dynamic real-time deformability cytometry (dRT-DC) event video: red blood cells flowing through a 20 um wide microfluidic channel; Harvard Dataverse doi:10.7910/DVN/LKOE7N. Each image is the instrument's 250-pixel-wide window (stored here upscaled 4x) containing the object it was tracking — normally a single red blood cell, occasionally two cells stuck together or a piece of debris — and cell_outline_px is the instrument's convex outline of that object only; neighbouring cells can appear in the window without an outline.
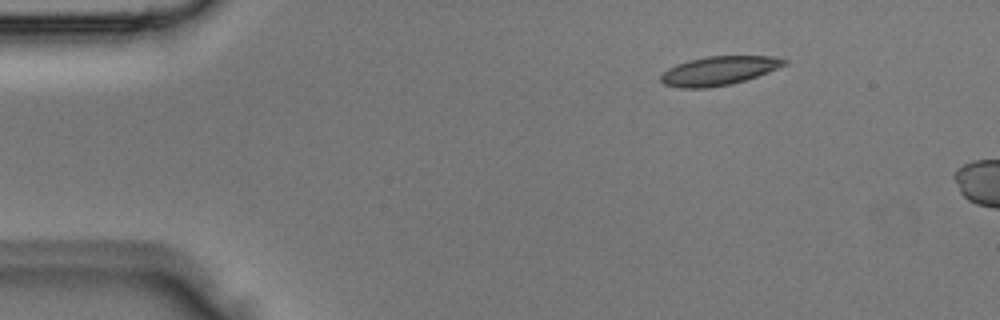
{"species": "Egyptian fruit bat (a non-hibernating species)", "species_latin": "Rousettus aegyptiacus", "temperature_condition": "room temperature", "stored_images_in_passage": 3, "camera_frame_rate_fps": 3000, "um_per_image_px": 0.085, "animal": {"sex": "male"}, "frame": {"image": 1, "passage_image": 2, "time_ms": 0.333, "image_size_px": [1000, 320], "cell_outline_px": [[788, 64], [756, 76], [732, 84], [708, 88], [680, 88], [664, 84], [660, 80], [660, 76], [668, 68], [676, 64], [688, 60], [708, 56], [772, 56], [788, 60]], "centroid_in_image_um": [61.08, 6.01], "position_along_channel_um": 23.9, "area_um2": 20.75}}